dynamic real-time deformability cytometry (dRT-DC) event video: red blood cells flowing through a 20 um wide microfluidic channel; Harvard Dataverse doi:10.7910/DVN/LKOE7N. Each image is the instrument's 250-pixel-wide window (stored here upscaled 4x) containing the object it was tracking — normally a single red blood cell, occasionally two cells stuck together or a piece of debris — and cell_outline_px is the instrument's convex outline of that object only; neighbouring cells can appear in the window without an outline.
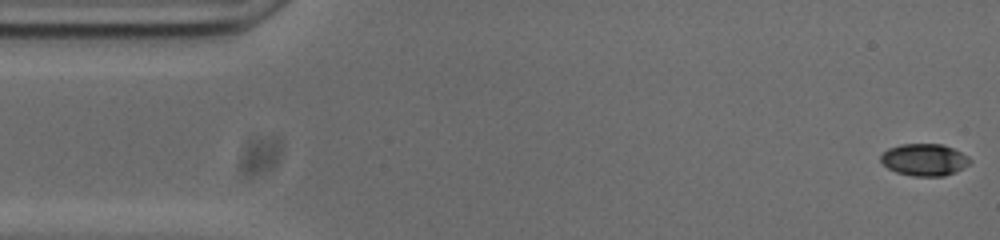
{"species": "common noctule bat (a hibernating species)", "species_latin": "Nyctalus noctula", "temperature_condition": "cold", "stored_images_in_passage": 53, "camera_frame_rate_fps": 3000, "um_per_image_px": 0.085, "animal": {"sex": "male", "body_mass_g": 20.0, "forearm_length_mm": 53.3}, "frame": {"image": 1, "passage_image": 1, "time_ms": 0.0, "image_size_px": [1000, 240], "cell_outline_px": [[972, 160], [964, 168], [956, 172], [944, 176], [912, 176], [896, 172], [888, 168], [880, 160], [880, 156], [888, 148], [904, 144], [940, 144], [952, 148], [968, 156]], "centroid_in_image_um": [78.58, 13.59], "position_along_channel_um": 6.4, "area_um2": 16.59}}
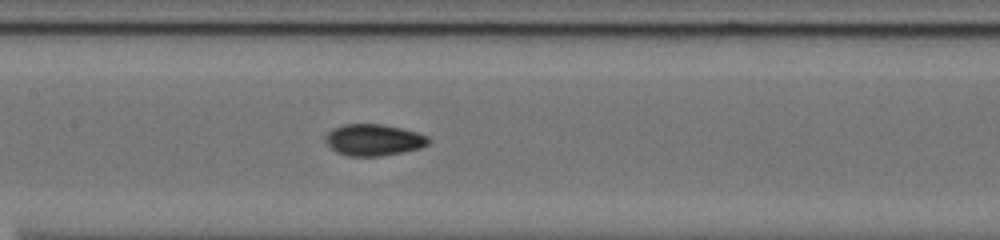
{"frame": {"image": 2, "passage_image": 24, "time_ms": 7.667, "image_size_px": [1000, 240], "cell_outline_px": [[432, 140], [428, 144], [420, 148], [380, 156], [348, 156], [336, 152], [324, 140], [324, 136], [332, 128], [344, 124], [380, 124], [400, 128], [416, 132], [428, 136]], "centroid_in_image_um": [31.74, 11.89], "position_along_channel_um": 175.7, "area_um2": 18.9}}
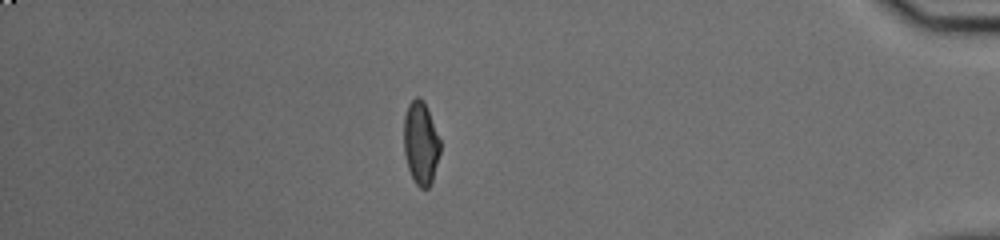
{"frame": {"image": 3, "passage_image": 46, "time_ms": 15.0, "image_size_px": [1000, 240], "cell_outline_px": [[440, 152], [432, 184], [428, 188], [420, 188], [416, 184], [408, 168], [404, 152], [404, 116], [408, 104], [416, 96], [420, 96], [424, 100], [440, 140]], "centroid_in_image_um": [35.77, 12.16], "position_along_channel_um": 399.4, "area_um2": 17.69}, "authors_computed_cell_mechanics": {"area_um2": 17.918, "velocity_mm_per_s": 3.7512, "shape_relaxation_time_tau1_ms": 5.6133, "shape_relaxation_time_tau2_ms": 1.4318, "deformation_change_tau1": 0.169, "deformation_change_tau2": 0.0507}}